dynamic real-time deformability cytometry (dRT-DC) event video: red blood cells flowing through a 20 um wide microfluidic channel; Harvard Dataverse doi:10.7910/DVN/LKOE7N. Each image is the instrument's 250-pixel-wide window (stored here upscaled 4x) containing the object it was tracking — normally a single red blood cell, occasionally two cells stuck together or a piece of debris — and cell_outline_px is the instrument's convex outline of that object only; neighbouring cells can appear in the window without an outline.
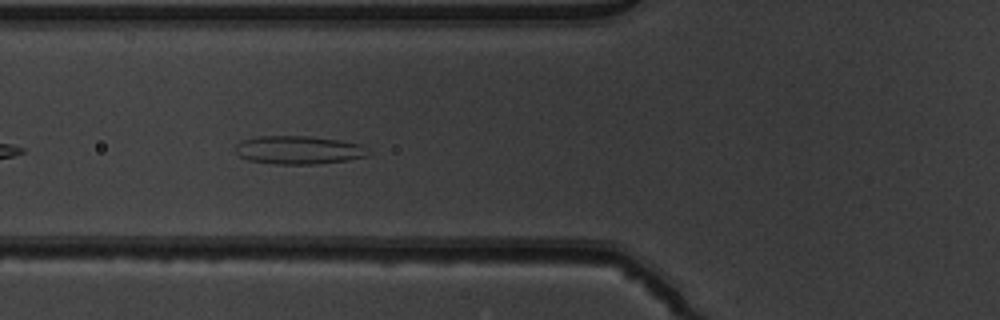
{"species": "common noctule bat (a hibernating species)", "species_latin": "Nyctalus noctula", "temperature_condition": "warm", "stored_images_in_passage": 36, "camera_frame_rate_fps": 3000, "um_per_image_px": 0.085, "animal": {"sex": "male", "body_mass_g": 19.5, "forearm_length_mm": 54.6}, "frame": {"image": 1, "passage_image": 5, "time_ms": 1.333, "image_size_px": [1000, 320], "cell_outline_px": [[368, 156], [344, 160], [316, 164], [276, 164], [248, 160], [240, 156], [236, 152], [236, 144], [240, 140], [260, 136], [312, 136], [340, 140], [360, 144]], "centroid_in_image_um": [25.31, 12.74], "position_along_channel_um": 100.5, "area_um2": 21.68}}
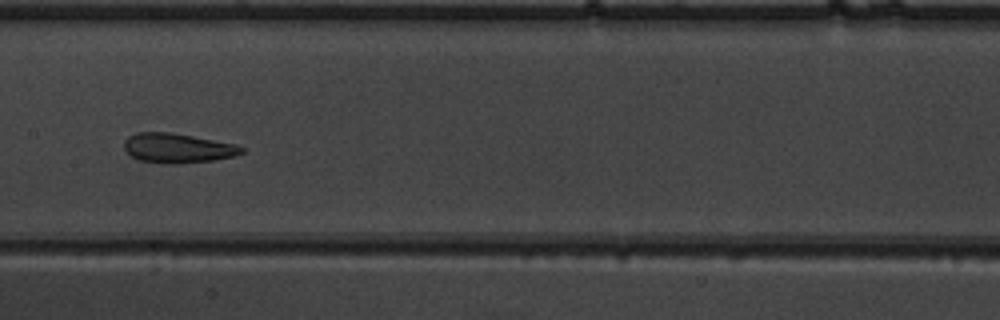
{"frame": {"image": 2, "passage_image": 12, "time_ms": 3.667, "image_size_px": [1000, 320], "cell_outline_px": [[244, 152], [236, 156], [212, 160], [176, 164], [168, 164], [140, 160], [132, 156], [124, 148], [124, 140], [128, 136], [136, 132], [168, 132], [192, 136], [236, 144], [244, 148]], "centroid_in_image_um": [15.1, 12.59], "position_along_channel_um": 192.3, "area_um2": 20.17}}
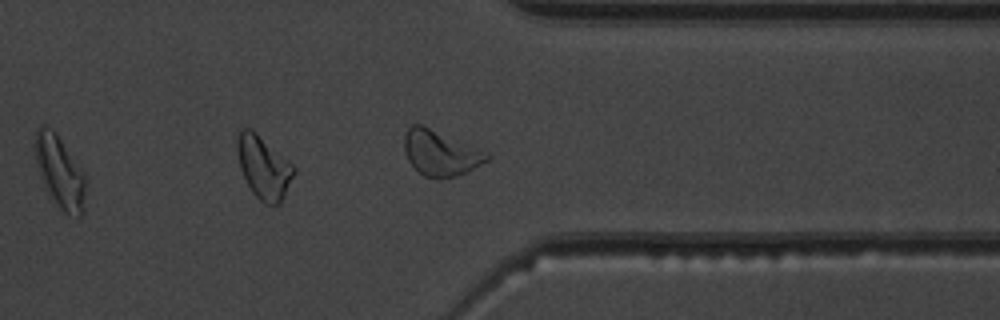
{"frame": {"image": 3, "passage_image": 26, "time_ms": 8.333, "image_size_px": [1000, 320], "cell_outline_px": [[296, 172], [280, 204], [264, 204], [252, 192], [240, 168], [236, 148], [236, 136], [240, 128], [252, 128], [288, 160], [296, 168]], "centroid_in_image_um": [22.4, 14.19], "position_along_channel_um": 389.0, "area_um2": 20.81}, "authors_computed_cell_mechanics": {"area_um2": 20.2878, "velocity_mm_per_s": 3.927, "shape_relaxation_time_tau1_ms": null, "shape_relaxation_time_tau2_ms": 2.1562, "deformation_change_tau1": null, "deformation_change_tau2": 0.1028}}